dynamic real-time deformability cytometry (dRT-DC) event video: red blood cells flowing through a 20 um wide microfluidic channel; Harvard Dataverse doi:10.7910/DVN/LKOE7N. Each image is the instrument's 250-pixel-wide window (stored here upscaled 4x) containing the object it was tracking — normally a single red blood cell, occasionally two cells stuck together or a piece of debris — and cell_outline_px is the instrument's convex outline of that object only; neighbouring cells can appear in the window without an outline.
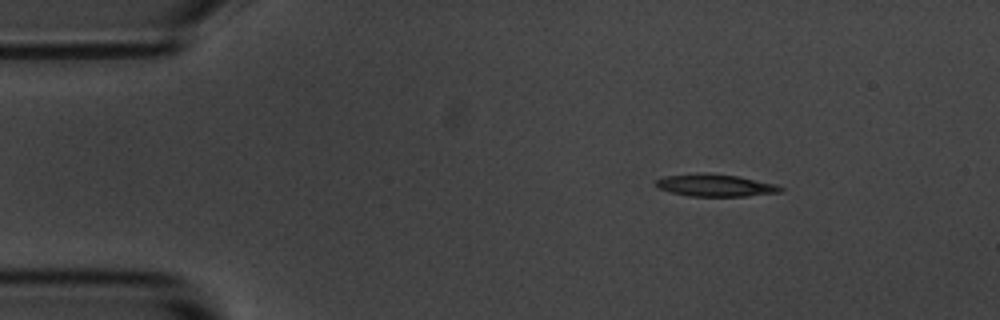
{"species": "common noctule bat (a hibernating species)", "species_latin": "Nyctalus noctula", "temperature_condition": "room temperature", "stored_images_in_passage": 3, "camera_frame_rate_fps": 3000, "um_per_image_px": 0.085, "animal": {"sex": "male", "body_mass_g": 20.1, "forearm_length_mm": 53.5}, "frame": {"image": 1, "passage_image": 1, "time_ms": 0.0, "image_size_px": [1000, 320], "cell_outline_px": [[784, 192], [744, 196], [688, 196], [656, 188], [656, 180], [664, 176], [704, 172], [736, 176], [776, 184], [784, 188]], "centroid_in_image_um": [60.8, 15.75], "position_along_channel_um": 24.2, "area_um2": 16.18}}